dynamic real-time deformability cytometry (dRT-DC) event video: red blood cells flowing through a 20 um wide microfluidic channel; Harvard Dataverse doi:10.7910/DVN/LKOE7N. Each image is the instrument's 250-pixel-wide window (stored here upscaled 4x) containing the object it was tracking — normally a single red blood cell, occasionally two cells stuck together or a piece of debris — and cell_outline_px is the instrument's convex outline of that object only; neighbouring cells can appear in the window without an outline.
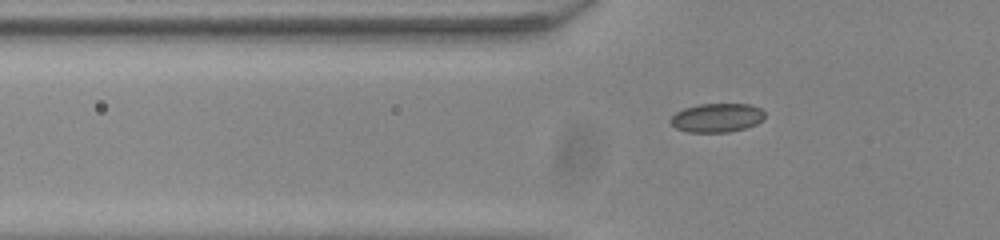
{"species": "common noctule bat (a hibernating species)", "species_latin": "Nyctalus noctula", "temperature_condition": "room temperature", "stored_images_in_passage": 40, "camera_frame_rate_fps": 3000, "um_per_image_px": 0.085, "animal": {"sex": "male", "body_mass_g": 20.0, "forearm_length_mm": 53.3}, "frame": {"image": 1, "passage_image": 9, "time_ms": 2.667, "image_size_px": [1000, 240], "cell_outline_px": [[764, 120], [756, 124], [744, 128], [728, 132], [688, 132], [676, 128], [672, 124], [672, 116], [676, 112], [684, 108], [700, 104], [752, 104], [760, 108], [764, 112]], "centroid_in_image_um": [60.97, 10.0], "position_along_channel_um": 64.8, "area_um2": 15.78}}
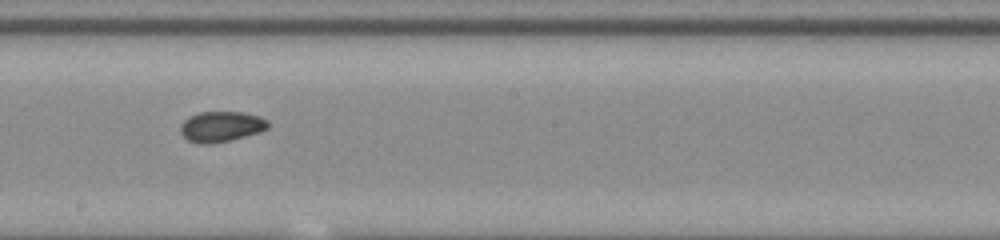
{"frame": {"image": 2, "passage_image": 22, "time_ms": 7.0, "image_size_px": [1000, 240], "cell_outline_px": [[268, 128], [260, 132], [228, 140], [208, 144], [200, 144], [188, 140], [180, 132], [180, 124], [188, 116], [200, 112], [244, 112], [260, 116], [268, 120]], "centroid_in_image_um": [18.79, 10.74], "position_along_channel_um": 229.4, "area_um2": 15.55}}
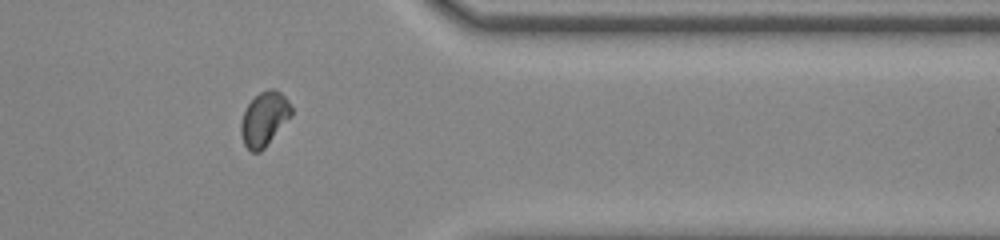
{"frame": {"image": 3, "passage_image": 35, "time_ms": 11.333, "image_size_px": [1000, 240], "cell_outline_px": [[292, 116], [264, 148], [260, 152], [252, 152], [244, 144], [240, 132], [240, 124], [244, 112], [248, 104], [260, 92], [268, 88], [272, 88], [280, 92], [288, 100], [292, 108]], "centroid_in_image_um": [22.47, 10.1], "position_along_channel_um": 388.9, "area_um2": 15.84}}